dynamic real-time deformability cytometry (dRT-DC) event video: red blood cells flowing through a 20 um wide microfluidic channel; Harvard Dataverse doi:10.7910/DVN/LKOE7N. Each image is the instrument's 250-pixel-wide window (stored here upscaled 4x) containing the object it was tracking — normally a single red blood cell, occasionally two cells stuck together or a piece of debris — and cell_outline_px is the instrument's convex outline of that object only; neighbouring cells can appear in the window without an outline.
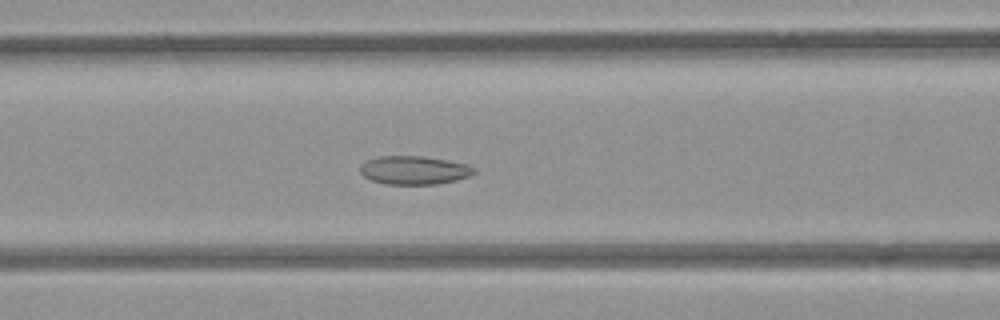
{"species": "common noctule bat (a hibernating species)", "species_latin": "Nyctalus noctula", "temperature_condition": "room temperature", "stored_images_in_passage": 52, "camera_frame_rate_fps": 3000, "um_per_image_px": 0.085, "animal": {"sex": "female", "body_mass_g": 21.9}, "frame": {"image": 1, "passage_image": 21, "time_ms": 6.667, "image_size_px": [1000, 320], "cell_outline_px": [[476, 172], [472, 176], [456, 180], [436, 184], [384, 184], [372, 180], [364, 176], [360, 172], [360, 164], [364, 160], [380, 156], [420, 156], [448, 160], [468, 164], [476, 168]], "centroid_in_image_um": [35.21, 14.46], "position_along_channel_um": 131.4, "area_um2": 19.13}}
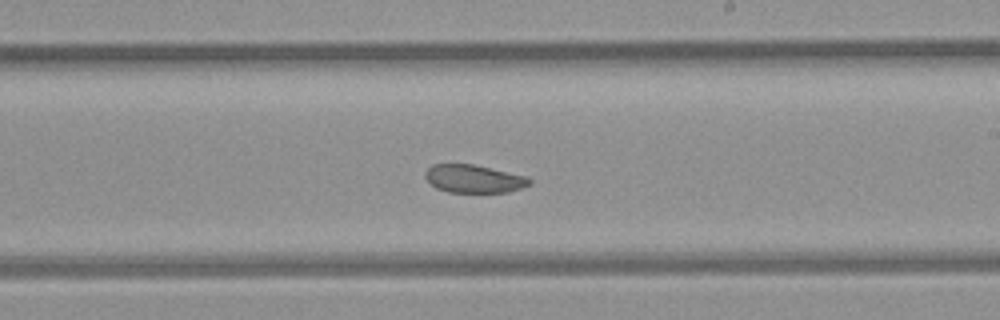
{"frame": {"image": 2, "passage_image": 30, "time_ms": 9.667, "image_size_px": [1000, 320], "cell_outline_px": [[532, 184], [508, 192], [448, 192], [436, 188], [424, 176], [424, 172], [432, 164], [472, 164], [528, 176], [532, 180]], "centroid_in_image_um": [40.29, 15.19], "position_along_channel_um": 248.7, "area_um2": 17.05}}
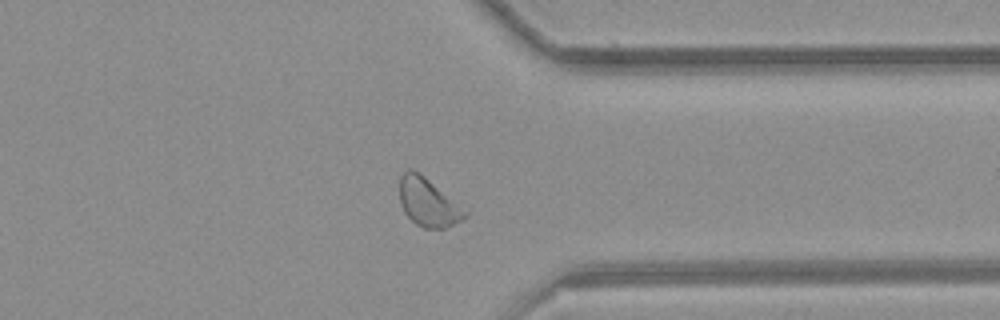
{"frame": {"image": 3, "passage_image": 40, "time_ms": 13.0, "image_size_px": [1000, 320], "cell_outline_px": [[468, 216], [444, 228], [424, 228], [416, 224], [404, 212], [400, 200], [400, 176], [408, 168], [412, 168], [424, 176], [468, 212]], "centroid_in_image_um": [36.36, 17.19], "position_along_channel_um": 375.0, "area_um2": 17.98}, "authors_computed_cell_mechanics": {"area_um2": 19.7965, "velocity_mm_per_s": 3.9108, "shape_relaxation_time_tau1_ms": 3.768, "shape_relaxation_time_tau2_ms": 4.1482, "deformation_change_tau1": 0.0643, "deformation_change_tau2": 0.0791}}